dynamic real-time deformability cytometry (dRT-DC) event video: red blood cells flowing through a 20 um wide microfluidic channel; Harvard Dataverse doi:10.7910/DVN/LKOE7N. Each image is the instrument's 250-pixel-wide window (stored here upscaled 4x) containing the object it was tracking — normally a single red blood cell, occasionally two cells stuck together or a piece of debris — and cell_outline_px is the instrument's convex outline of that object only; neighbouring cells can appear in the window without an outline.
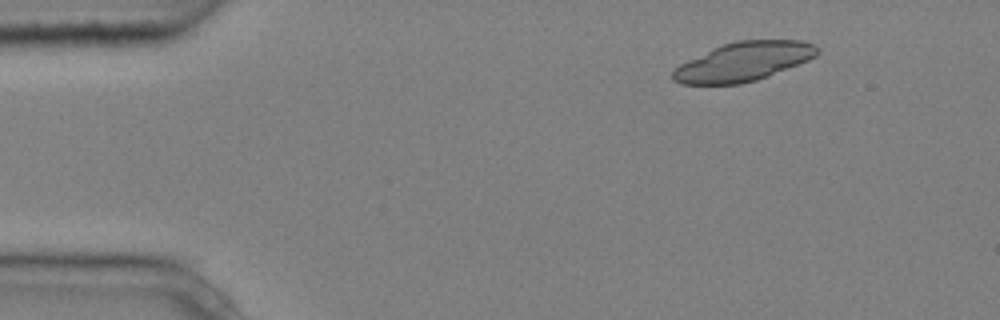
{"species": "common noctule bat (a hibernating species)", "species_latin": "Nyctalus noctula", "temperature_condition": "cold", "stored_images_in_passage": 4, "camera_frame_rate_fps": 3000, "um_per_image_px": 0.085, "animal": {"sex": "male", "body_mass_g": 20.4}, "frame": {"image": 1, "passage_image": 2, "time_ms": 0.333, "image_size_px": [1000, 320], "cell_outline_px": [[820, 52], [816, 56], [808, 60], [768, 76], [756, 80], [740, 84], [680, 84], [672, 80], [672, 72], [680, 64], [720, 44], [736, 40], [804, 40], [816, 44], [820, 48]], "centroid_in_image_um": [63.22, 5.22], "position_along_channel_um": 21.8, "area_um2": 32.95}}